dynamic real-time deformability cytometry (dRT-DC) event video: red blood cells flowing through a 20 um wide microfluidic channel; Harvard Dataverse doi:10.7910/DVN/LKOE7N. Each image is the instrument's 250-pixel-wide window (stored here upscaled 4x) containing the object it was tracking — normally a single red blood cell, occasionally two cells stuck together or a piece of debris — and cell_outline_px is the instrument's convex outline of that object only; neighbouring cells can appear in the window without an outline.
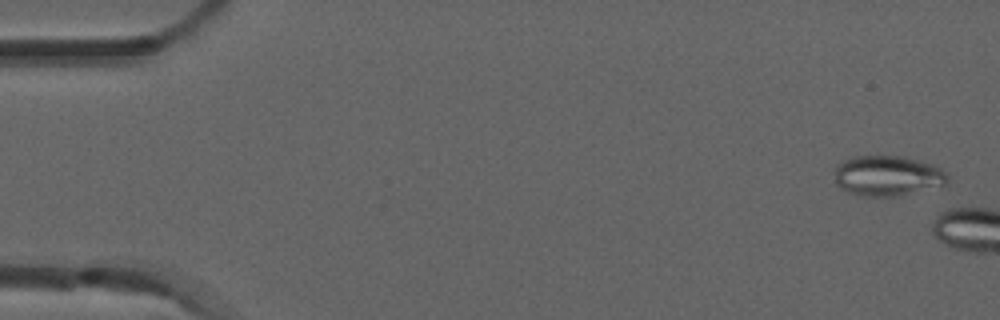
{"species": "common noctule bat (a hibernating species)", "species_latin": "Nyctalus noctula", "temperature_condition": "room temperature", "stored_images_in_passage": 2, "camera_frame_rate_fps": 3000, "um_per_image_px": 0.085, "animal": {"sex": "male", "forearm_length_mm": 52.5}, "frame": {"image": 1, "passage_image": 1, "time_ms": 0.0, "image_size_px": [1000, 320], "cell_outline_px": [[948, 184], [896, 196], [860, 196], [848, 192], [840, 188], [836, 184], [836, 164], [844, 160], [856, 156], [900, 156], [932, 164], [948, 172]], "centroid_in_image_um": [75.44, 14.94], "position_along_channel_um": 9.6, "area_um2": 26.47}}